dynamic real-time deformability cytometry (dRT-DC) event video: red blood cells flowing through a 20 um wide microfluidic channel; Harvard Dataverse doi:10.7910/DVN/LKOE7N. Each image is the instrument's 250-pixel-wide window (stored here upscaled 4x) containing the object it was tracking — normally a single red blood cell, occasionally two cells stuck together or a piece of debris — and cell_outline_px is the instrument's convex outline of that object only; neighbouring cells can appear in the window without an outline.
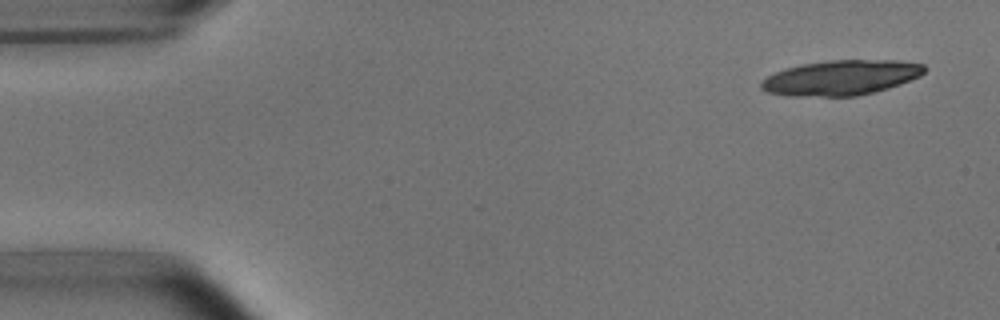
{"species": "common noctule bat (a hibernating species)", "species_latin": "Nyctalus noctula", "temperature_condition": "room temperature", "stored_images_in_passage": 3, "camera_frame_rate_fps": 3000, "um_per_image_px": 0.085, "animal": {"sex": "male", "body_mass_g": 15.6}, "frame": {"image": 1, "passage_image": 1, "time_ms": 0.0, "image_size_px": [1000, 320], "cell_outline_px": [[924, 72], [920, 76], [900, 84], [888, 88], [856, 96], [788, 96], [768, 92], [760, 88], [760, 84], [768, 76], [784, 68], [804, 64], [832, 60], [896, 60], [924, 64]], "centroid_in_image_um": [71.48, 6.6], "position_along_channel_um": 13.5, "area_um2": 33.06}}